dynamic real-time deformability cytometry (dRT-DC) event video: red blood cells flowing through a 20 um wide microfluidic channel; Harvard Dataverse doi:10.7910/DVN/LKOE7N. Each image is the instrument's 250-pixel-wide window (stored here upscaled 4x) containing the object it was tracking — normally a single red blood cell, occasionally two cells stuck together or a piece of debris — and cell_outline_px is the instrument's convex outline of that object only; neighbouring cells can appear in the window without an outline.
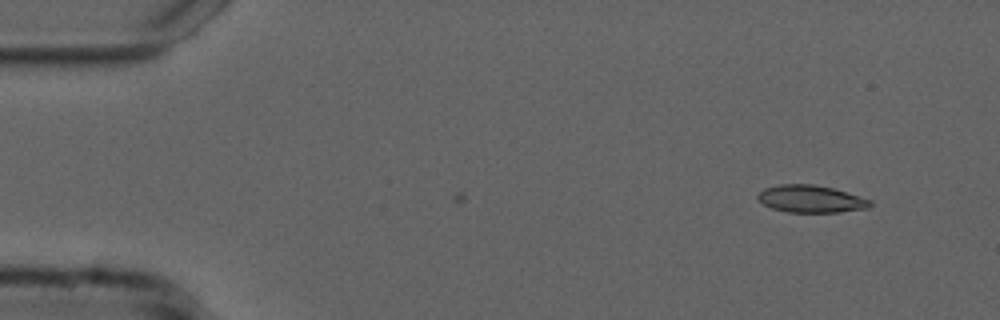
{"species": "common noctule bat (a hibernating species)", "species_latin": "Nyctalus noctula", "temperature_condition": "cold", "stored_images_in_passage": 6, "camera_frame_rate_fps": 3000, "um_per_image_px": 0.085, "animal": {"sex": "male", "forearm_length_mm": 52.5}, "frame": {"image": 1, "passage_image": 6, "time_ms": 1.667, "image_size_px": [1000, 320], "cell_outline_px": [[872, 204], [868, 208], [836, 212], [788, 212], [772, 208], [764, 204], [756, 196], [764, 188], [780, 184], [812, 184], [832, 188], [872, 200]], "centroid_in_image_um": [68.92, 16.9], "position_along_channel_um": 16.1, "area_um2": 17.69}}